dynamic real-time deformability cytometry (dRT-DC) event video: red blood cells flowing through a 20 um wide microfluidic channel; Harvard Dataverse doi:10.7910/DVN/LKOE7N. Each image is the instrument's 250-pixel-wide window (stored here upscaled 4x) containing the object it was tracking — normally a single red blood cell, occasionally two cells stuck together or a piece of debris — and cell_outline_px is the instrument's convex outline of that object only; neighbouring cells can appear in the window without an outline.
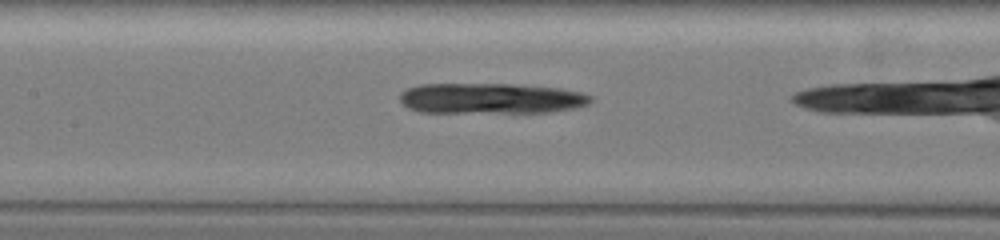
{"species": "common noctule bat (a hibernating species)", "species_latin": "Nyctalus noctula", "temperature_condition": "warm", "stored_images_in_passage": 23, "camera_frame_rate_fps": 3000, "um_per_image_px": 0.085, "animal": {"sex": "female", "body_mass_g": 19.5, "forearm_length_mm": 54.1}, "frame": {"image": 1, "passage_image": 4, "time_ms": 1.0, "image_size_px": [1000, 240], "cell_outline_px": [[592, 100], [588, 104], [576, 108], [552, 112], [420, 112], [408, 108], [400, 100], [400, 92], [408, 88], [420, 84], [508, 84], [560, 88], [580, 92], [592, 96]], "centroid_in_image_um": [41.73, 8.36], "position_along_channel_um": 165.7, "area_um2": 34.04}}
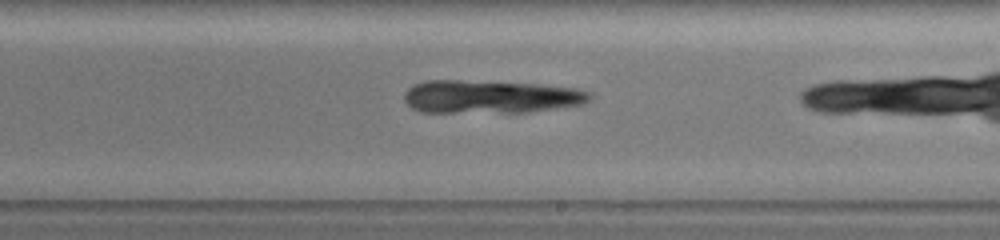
{"frame": {"image": 2, "passage_image": 11, "time_ms": 3.333, "image_size_px": [1000, 240], "cell_outline_px": [[592, 96], [588, 100], [580, 104], [528, 112], [420, 112], [412, 108], [404, 100], [404, 92], [412, 84], [424, 80], [456, 80], [532, 84], [572, 88], [588, 92]], "centroid_in_image_um": [41.57, 8.22], "position_along_channel_um": 247.4, "area_um2": 35.37}}
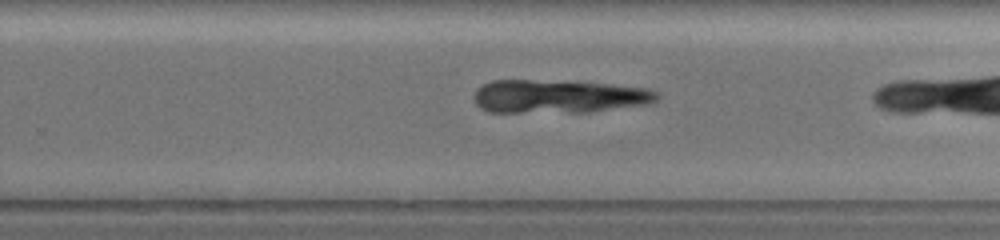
{"frame": {"image": 3, "passage_image": 14, "time_ms": 4.333, "image_size_px": [1000, 240], "cell_outline_px": [[660, 96], [652, 104], [592, 112], [488, 112], [480, 108], [476, 104], [476, 88], [492, 80], [532, 80], [604, 84], [644, 88], [660, 92]], "centroid_in_image_um": [47.52, 8.21], "position_along_channel_um": 282.3, "area_um2": 35.43}}